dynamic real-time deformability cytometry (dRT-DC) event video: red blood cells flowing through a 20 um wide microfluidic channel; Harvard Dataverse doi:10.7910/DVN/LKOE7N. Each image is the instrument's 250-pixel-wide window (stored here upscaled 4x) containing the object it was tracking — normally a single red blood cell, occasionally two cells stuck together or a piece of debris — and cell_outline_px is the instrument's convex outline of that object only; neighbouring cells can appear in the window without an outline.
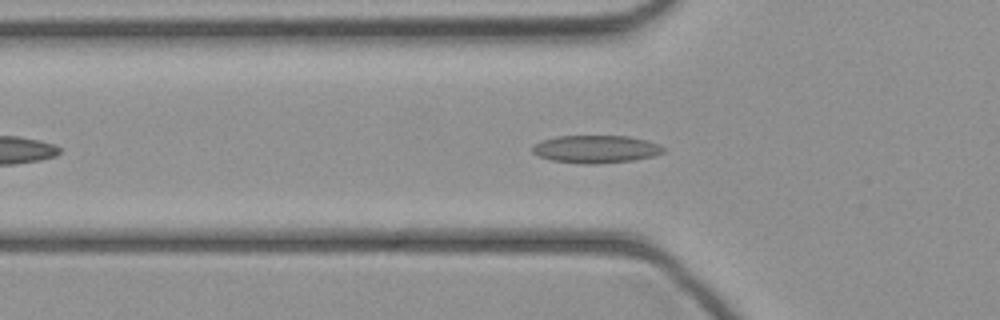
{"species": "common noctule bat (a hibernating species)", "species_latin": "Nyctalus noctula", "temperature_condition": "cold", "stored_images_in_passage": 39, "camera_frame_rate_fps": 3000, "um_per_image_px": 0.085, "animal": {"sex": "female", "body_mass_g": 21.9}, "frame": {"image": 1, "passage_image": 8, "time_ms": 2.333, "image_size_px": [1000, 320], "cell_outline_px": [[664, 152], [652, 156], [636, 160], [596, 164], [584, 164], [552, 160], [540, 156], [532, 152], [532, 144], [540, 140], [556, 136], [628, 136], [648, 140], [664, 148]], "centroid_in_image_um": [50.62, 12.67], "position_along_channel_um": 75.2, "area_um2": 21.21}}
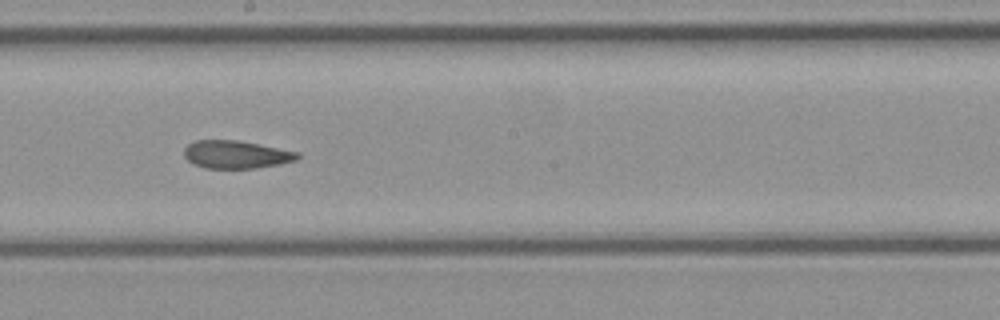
{"frame": {"image": 2, "passage_image": 18, "time_ms": 5.667, "image_size_px": [1000, 320], "cell_outline_px": [[300, 156], [296, 160], [280, 164], [256, 168], [204, 168], [192, 164], [184, 156], [184, 148], [188, 144], [196, 140], [236, 140], [260, 144], [300, 152]], "centroid_in_image_um": [20.07, 13.13], "position_along_channel_um": 228.1, "area_um2": 18.55}}
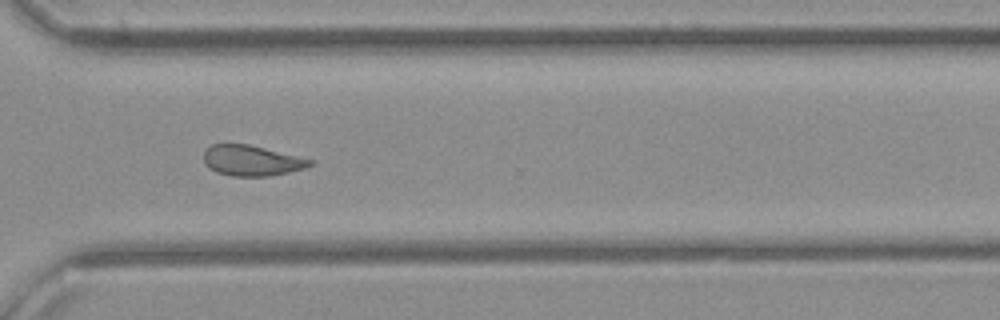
{"frame": {"image": 3, "passage_image": 26, "time_ms": 8.333, "image_size_px": [1000, 320], "cell_outline_px": [[312, 164], [304, 168], [288, 172], [268, 176], [232, 176], [216, 172], [208, 168], [204, 164], [204, 152], [212, 144], [248, 144], [312, 160]], "centroid_in_image_um": [21.33, 13.65], "position_along_channel_um": 349.3, "area_um2": 18.61}}